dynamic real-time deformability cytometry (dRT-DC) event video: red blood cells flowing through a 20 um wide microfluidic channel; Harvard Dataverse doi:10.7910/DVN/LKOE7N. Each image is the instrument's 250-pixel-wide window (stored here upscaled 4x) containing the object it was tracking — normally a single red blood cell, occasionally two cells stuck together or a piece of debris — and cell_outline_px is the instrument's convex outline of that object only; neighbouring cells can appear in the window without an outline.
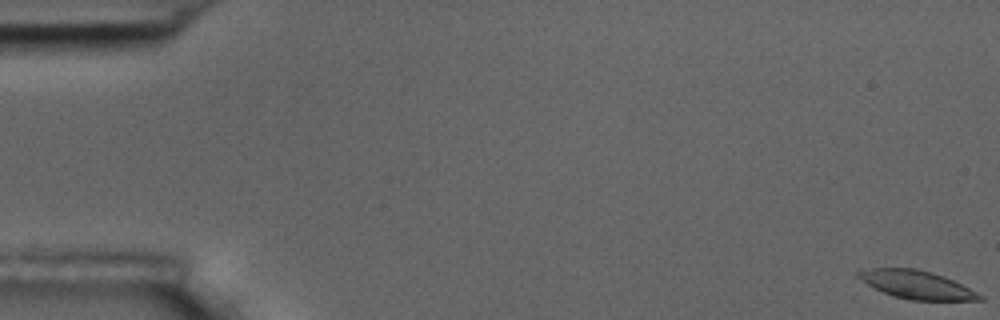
{"species": "common noctule bat (a hibernating species)", "species_latin": "Nyctalus noctula", "temperature_condition": "room temperature", "stored_images_in_passage": 38, "camera_frame_rate_fps": 3000, "um_per_image_px": 0.085, "animal": {"sex": "male", "body_mass_g": 17.5, "forearm_length_mm": 52.3}, "frame": {"image": 1, "passage_image": 1, "time_ms": 0.0, "image_size_px": [1000, 320], "cell_outline_px": [[984, 300], [908, 300], [892, 296], [872, 288], [856, 276], [852, 272], [860, 268], [916, 268], [932, 272], [944, 276], [984, 296]], "centroid_in_image_um": [77.81, 24.18], "position_along_channel_um": 7.2, "area_um2": 20.23}}
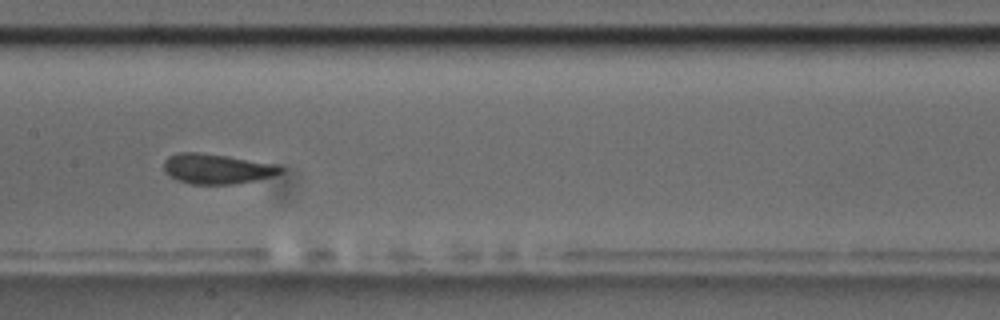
{"frame": {"image": 2, "passage_image": 29, "time_ms": 9.333, "image_size_px": [1000, 320], "cell_outline_px": [[284, 172], [272, 176], [256, 180], [232, 184], [192, 184], [176, 180], [164, 172], [164, 160], [168, 156], [180, 152], [200, 152], [228, 156], [280, 164], [284, 168]], "centroid_in_image_um": [18.46, 14.34], "position_along_channel_um": 188.9, "area_um2": 20.75}}
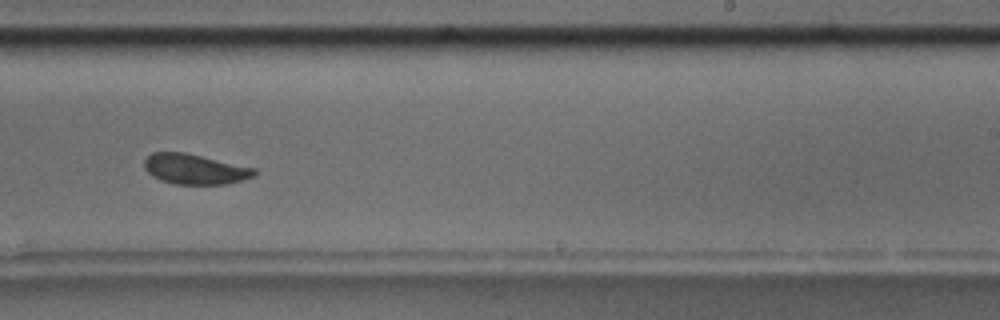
{"frame": {"image": 3, "passage_image": 36, "time_ms": 11.667, "image_size_px": [1000, 320], "cell_outline_px": [[256, 176], [228, 184], [176, 184], [160, 180], [152, 176], [144, 168], [144, 160], [152, 152], [184, 152], [256, 168]], "centroid_in_image_um": [16.57, 14.38], "position_along_channel_um": 272.4, "area_um2": 19.42}}